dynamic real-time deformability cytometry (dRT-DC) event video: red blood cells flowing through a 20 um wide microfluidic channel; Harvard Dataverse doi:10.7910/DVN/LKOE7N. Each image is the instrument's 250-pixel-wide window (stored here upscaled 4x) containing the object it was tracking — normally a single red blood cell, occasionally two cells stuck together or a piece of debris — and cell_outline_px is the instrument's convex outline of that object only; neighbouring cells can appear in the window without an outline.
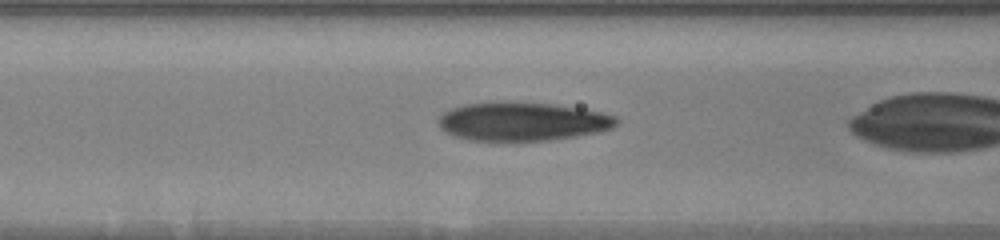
{"species": "human", "species_latin": "Homo sapiens", "temperature_condition": "warm", "stored_images_in_passage": 41, "camera_frame_rate_fps": 3000, "um_per_image_px": 0.085, "donor": {"sex": "male"}, "frame": {"image": 1, "passage_image": 19, "time_ms": 6.0, "image_size_px": [1000, 240], "cell_outline_px": [[620, 120], [612, 128], [600, 132], [576, 136], [548, 140], [472, 140], [452, 136], [444, 132], [440, 128], [440, 116], [448, 108], [464, 104], [496, 100], [552, 104], [580, 108], [600, 112], [616, 116]], "centroid_in_image_um": [44.38, 10.3], "position_along_channel_um": 122.2, "area_um2": 40.4}}
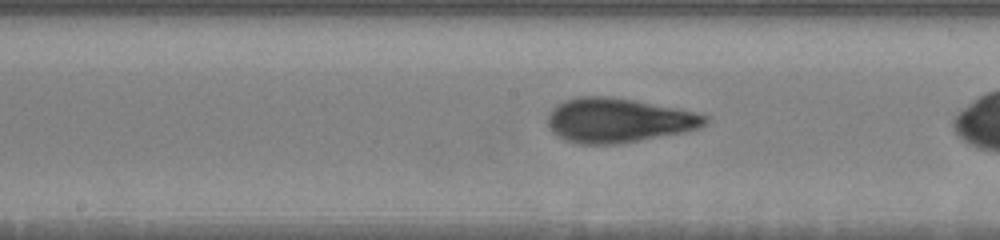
{"frame": {"image": 2, "passage_image": 25, "time_ms": 8.0, "image_size_px": [1000, 240], "cell_outline_px": [[708, 120], [700, 128], [684, 132], [616, 144], [580, 144], [564, 140], [552, 132], [548, 128], [548, 116], [552, 108], [556, 104], [564, 100], [580, 96], [608, 96], [632, 100], [676, 108], [696, 112], [708, 116]], "centroid_in_image_um": [52.52, 10.23], "position_along_channel_um": 195.7, "area_um2": 40.63}}
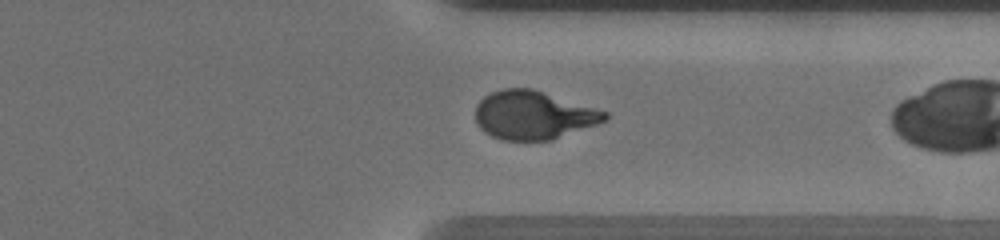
{"frame": {"image": 3, "passage_image": 39, "time_ms": 12.667, "image_size_px": [1000, 240], "cell_outline_px": [[608, 120], [552, 140], [504, 140], [492, 136], [484, 132], [476, 124], [476, 104], [484, 96], [492, 92], [504, 88], [532, 88], [608, 112]], "centroid_in_image_um": [45.33, 9.78], "position_along_channel_um": 366.1, "area_um2": 36.53}}